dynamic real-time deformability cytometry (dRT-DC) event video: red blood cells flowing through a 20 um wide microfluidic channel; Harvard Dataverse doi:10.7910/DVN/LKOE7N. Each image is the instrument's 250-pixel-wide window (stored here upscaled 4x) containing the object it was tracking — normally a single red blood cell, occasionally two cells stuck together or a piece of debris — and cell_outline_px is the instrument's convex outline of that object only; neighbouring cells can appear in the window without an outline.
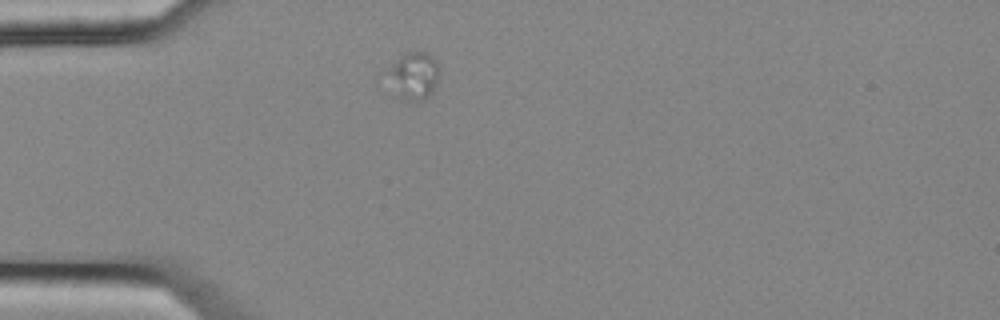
{"species": "common noctule bat (a hibernating species)", "species_latin": "Nyctalus noctula", "temperature_condition": "cold", "stored_images_in_passage": 4, "camera_frame_rate_fps": 3000, "um_per_image_px": 0.085, "animal": {"sex": "female", "body_mass_g": 25.1}, "frame": {"image": 1, "passage_image": 1, "time_ms": 0.0, "image_size_px": [1000, 320], "cell_outline_px": [[440, 76], [432, 92], [420, 104], [416, 104], [400, 100], [384, 76], [388, 68], [404, 52], [428, 52], [436, 60], [440, 68]], "centroid_in_image_um": [35.15, 6.49], "position_along_channel_um": 49.8, "area_um2": 15.2}}